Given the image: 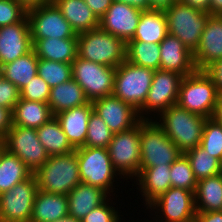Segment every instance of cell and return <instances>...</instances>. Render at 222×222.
I'll return each instance as SVG.
<instances>
[{
  "instance_id": "f907efd6",
  "label": "cell",
  "mask_w": 222,
  "mask_h": 222,
  "mask_svg": "<svg viewBox=\"0 0 222 222\" xmlns=\"http://www.w3.org/2000/svg\"><path fill=\"white\" fill-rule=\"evenodd\" d=\"M183 4L189 5L192 8H196L208 13L210 0H179Z\"/></svg>"
},
{
  "instance_id": "7dc6e473",
  "label": "cell",
  "mask_w": 222,
  "mask_h": 222,
  "mask_svg": "<svg viewBox=\"0 0 222 222\" xmlns=\"http://www.w3.org/2000/svg\"><path fill=\"white\" fill-rule=\"evenodd\" d=\"M194 222H222V211L196 212Z\"/></svg>"
},
{
  "instance_id": "7402d4cb",
  "label": "cell",
  "mask_w": 222,
  "mask_h": 222,
  "mask_svg": "<svg viewBox=\"0 0 222 222\" xmlns=\"http://www.w3.org/2000/svg\"><path fill=\"white\" fill-rule=\"evenodd\" d=\"M109 197L110 195L100 187L80 183L67 194L68 215L82 220Z\"/></svg>"
},
{
  "instance_id": "11a10c76",
  "label": "cell",
  "mask_w": 222,
  "mask_h": 222,
  "mask_svg": "<svg viewBox=\"0 0 222 222\" xmlns=\"http://www.w3.org/2000/svg\"><path fill=\"white\" fill-rule=\"evenodd\" d=\"M53 222H82V221L76 219V218L73 217V216L67 215V216H65V217H63V218H61V219H58V220H56V221H53Z\"/></svg>"
},
{
  "instance_id": "5b68a950",
  "label": "cell",
  "mask_w": 222,
  "mask_h": 222,
  "mask_svg": "<svg viewBox=\"0 0 222 222\" xmlns=\"http://www.w3.org/2000/svg\"><path fill=\"white\" fill-rule=\"evenodd\" d=\"M218 97L212 78L205 71L196 70L182 78L177 104L189 112L212 118Z\"/></svg>"
},
{
  "instance_id": "e0dca14e",
  "label": "cell",
  "mask_w": 222,
  "mask_h": 222,
  "mask_svg": "<svg viewBox=\"0 0 222 222\" xmlns=\"http://www.w3.org/2000/svg\"><path fill=\"white\" fill-rule=\"evenodd\" d=\"M142 11L131 5L113 1L101 17L99 27L127 43L136 32Z\"/></svg>"
},
{
  "instance_id": "2e32d148",
  "label": "cell",
  "mask_w": 222,
  "mask_h": 222,
  "mask_svg": "<svg viewBox=\"0 0 222 222\" xmlns=\"http://www.w3.org/2000/svg\"><path fill=\"white\" fill-rule=\"evenodd\" d=\"M91 103L93 111L113 133L129 130L142 120L134 107L114 95L96 99Z\"/></svg>"
},
{
  "instance_id": "836d02e7",
  "label": "cell",
  "mask_w": 222,
  "mask_h": 222,
  "mask_svg": "<svg viewBox=\"0 0 222 222\" xmlns=\"http://www.w3.org/2000/svg\"><path fill=\"white\" fill-rule=\"evenodd\" d=\"M126 60L137 66L156 71L160 66V45L129 40L126 48Z\"/></svg>"
},
{
  "instance_id": "ba28073f",
  "label": "cell",
  "mask_w": 222,
  "mask_h": 222,
  "mask_svg": "<svg viewBox=\"0 0 222 222\" xmlns=\"http://www.w3.org/2000/svg\"><path fill=\"white\" fill-rule=\"evenodd\" d=\"M153 74L154 70L125 60L116 68L113 95L138 111L147 98Z\"/></svg>"
},
{
  "instance_id": "8fae6325",
  "label": "cell",
  "mask_w": 222,
  "mask_h": 222,
  "mask_svg": "<svg viewBox=\"0 0 222 222\" xmlns=\"http://www.w3.org/2000/svg\"><path fill=\"white\" fill-rule=\"evenodd\" d=\"M71 64L72 78L81 86L90 102L113 95L116 68L78 56Z\"/></svg>"
},
{
  "instance_id": "277c9868",
  "label": "cell",
  "mask_w": 222,
  "mask_h": 222,
  "mask_svg": "<svg viewBox=\"0 0 222 222\" xmlns=\"http://www.w3.org/2000/svg\"><path fill=\"white\" fill-rule=\"evenodd\" d=\"M75 151L81 183L100 187L110 196H115L117 188L114 185L122 177L113 167L107 148L81 146L75 148Z\"/></svg>"
},
{
  "instance_id": "4fadbf2b",
  "label": "cell",
  "mask_w": 222,
  "mask_h": 222,
  "mask_svg": "<svg viewBox=\"0 0 222 222\" xmlns=\"http://www.w3.org/2000/svg\"><path fill=\"white\" fill-rule=\"evenodd\" d=\"M146 209L151 216L155 213L154 218L159 222H194L196 216L194 192L170 187Z\"/></svg>"
},
{
  "instance_id": "30bf717a",
  "label": "cell",
  "mask_w": 222,
  "mask_h": 222,
  "mask_svg": "<svg viewBox=\"0 0 222 222\" xmlns=\"http://www.w3.org/2000/svg\"><path fill=\"white\" fill-rule=\"evenodd\" d=\"M183 77L174 71L161 69L154 71L147 98L138 110L140 118L156 119L163 111L177 104L179 87Z\"/></svg>"
},
{
  "instance_id": "7c38bea8",
  "label": "cell",
  "mask_w": 222,
  "mask_h": 222,
  "mask_svg": "<svg viewBox=\"0 0 222 222\" xmlns=\"http://www.w3.org/2000/svg\"><path fill=\"white\" fill-rule=\"evenodd\" d=\"M1 143L11 154L19 157L34 174L49 158L40 143L35 128L13 125L2 138Z\"/></svg>"
},
{
  "instance_id": "d6986e66",
  "label": "cell",
  "mask_w": 222,
  "mask_h": 222,
  "mask_svg": "<svg viewBox=\"0 0 222 222\" xmlns=\"http://www.w3.org/2000/svg\"><path fill=\"white\" fill-rule=\"evenodd\" d=\"M222 59V16L211 15L203 30L200 42L193 52L197 70L205 71L214 62Z\"/></svg>"
},
{
  "instance_id": "9c48e42d",
  "label": "cell",
  "mask_w": 222,
  "mask_h": 222,
  "mask_svg": "<svg viewBox=\"0 0 222 222\" xmlns=\"http://www.w3.org/2000/svg\"><path fill=\"white\" fill-rule=\"evenodd\" d=\"M113 167L126 182L140 171V122L129 130L114 133L107 146Z\"/></svg>"
},
{
  "instance_id": "b9f144b4",
  "label": "cell",
  "mask_w": 222,
  "mask_h": 222,
  "mask_svg": "<svg viewBox=\"0 0 222 222\" xmlns=\"http://www.w3.org/2000/svg\"><path fill=\"white\" fill-rule=\"evenodd\" d=\"M27 16V11L15 0H0V28L18 23Z\"/></svg>"
},
{
  "instance_id": "d590c367",
  "label": "cell",
  "mask_w": 222,
  "mask_h": 222,
  "mask_svg": "<svg viewBox=\"0 0 222 222\" xmlns=\"http://www.w3.org/2000/svg\"><path fill=\"white\" fill-rule=\"evenodd\" d=\"M37 74L52 88L72 79V64L38 58Z\"/></svg>"
},
{
  "instance_id": "8d00e7d4",
  "label": "cell",
  "mask_w": 222,
  "mask_h": 222,
  "mask_svg": "<svg viewBox=\"0 0 222 222\" xmlns=\"http://www.w3.org/2000/svg\"><path fill=\"white\" fill-rule=\"evenodd\" d=\"M171 186L195 192L197 179L189 159L182 153L170 166Z\"/></svg>"
},
{
  "instance_id": "7bdbcfd3",
  "label": "cell",
  "mask_w": 222,
  "mask_h": 222,
  "mask_svg": "<svg viewBox=\"0 0 222 222\" xmlns=\"http://www.w3.org/2000/svg\"><path fill=\"white\" fill-rule=\"evenodd\" d=\"M20 98V89L2 77L0 79V106L13 110Z\"/></svg>"
},
{
  "instance_id": "f546056e",
  "label": "cell",
  "mask_w": 222,
  "mask_h": 222,
  "mask_svg": "<svg viewBox=\"0 0 222 222\" xmlns=\"http://www.w3.org/2000/svg\"><path fill=\"white\" fill-rule=\"evenodd\" d=\"M196 212L222 211V173L197 181Z\"/></svg>"
},
{
  "instance_id": "c3c4849f",
  "label": "cell",
  "mask_w": 222,
  "mask_h": 222,
  "mask_svg": "<svg viewBox=\"0 0 222 222\" xmlns=\"http://www.w3.org/2000/svg\"><path fill=\"white\" fill-rule=\"evenodd\" d=\"M26 11L51 3L53 0H15Z\"/></svg>"
},
{
  "instance_id": "d4e9b609",
  "label": "cell",
  "mask_w": 222,
  "mask_h": 222,
  "mask_svg": "<svg viewBox=\"0 0 222 222\" xmlns=\"http://www.w3.org/2000/svg\"><path fill=\"white\" fill-rule=\"evenodd\" d=\"M67 215V195L37 190L30 222H53Z\"/></svg>"
},
{
  "instance_id": "5bb4252c",
  "label": "cell",
  "mask_w": 222,
  "mask_h": 222,
  "mask_svg": "<svg viewBox=\"0 0 222 222\" xmlns=\"http://www.w3.org/2000/svg\"><path fill=\"white\" fill-rule=\"evenodd\" d=\"M37 190V180L32 174L0 194V222H30Z\"/></svg>"
},
{
  "instance_id": "f1b7e54d",
  "label": "cell",
  "mask_w": 222,
  "mask_h": 222,
  "mask_svg": "<svg viewBox=\"0 0 222 222\" xmlns=\"http://www.w3.org/2000/svg\"><path fill=\"white\" fill-rule=\"evenodd\" d=\"M52 112L48 103L21 99L12 110V123L28 128H39L50 118Z\"/></svg>"
},
{
  "instance_id": "52a82bcc",
  "label": "cell",
  "mask_w": 222,
  "mask_h": 222,
  "mask_svg": "<svg viewBox=\"0 0 222 222\" xmlns=\"http://www.w3.org/2000/svg\"><path fill=\"white\" fill-rule=\"evenodd\" d=\"M164 12L167 17L168 33L179 38L191 52H194L211 15L179 0Z\"/></svg>"
},
{
  "instance_id": "6f0895ef",
  "label": "cell",
  "mask_w": 222,
  "mask_h": 222,
  "mask_svg": "<svg viewBox=\"0 0 222 222\" xmlns=\"http://www.w3.org/2000/svg\"><path fill=\"white\" fill-rule=\"evenodd\" d=\"M152 219H153V220H150V221L147 219L146 221H148V222H159V221H157V220L154 218V216H153Z\"/></svg>"
},
{
  "instance_id": "681fc988",
  "label": "cell",
  "mask_w": 222,
  "mask_h": 222,
  "mask_svg": "<svg viewBox=\"0 0 222 222\" xmlns=\"http://www.w3.org/2000/svg\"><path fill=\"white\" fill-rule=\"evenodd\" d=\"M150 4V10H163L170 8L178 0H148Z\"/></svg>"
},
{
  "instance_id": "d6a6232c",
  "label": "cell",
  "mask_w": 222,
  "mask_h": 222,
  "mask_svg": "<svg viewBox=\"0 0 222 222\" xmlns=\"http://www.w3.org/2000/svg\"><path fill=\"white\" fill-rule=\"evenodd\" d=\"M38 57L34 50L3 65V78L9 80L20 90L37 75Z\"/></svg>"
},
{
  "instance_id": "4dcf8cb0",
  "label": "cell",
  "mask_w": 222,
  "mask_h": 222,
  "mask_svg": "<svg viewBox=\"0 0 222 222\" xmlns=\"http://www.w3.org/2000/svg\"><path fill=\"white\" fill-rule=\"evenodd\" d=\"M32 174L19 157L9 153L3 144H0V194L9 191Z\"/></svg>"
},
{
  "instance_id": "6da1fadb",
  "label": "cell",
  "mask_w": 222,
  "mask_h": 222,
  "mask_svg": "<svg viewBox=\"0 0 222 222\" xmlns=\"http://www.w3.org/2000/svg\"><path fill=\"white\" fill-rule=\"evenodd\" d=\"M206 119L175 104L163 111L155 121L179 150L185 153L201 144Z\"/></svg>"
},
{
  "instance_id": "9a60e30c",
  "label": "cell",
  "mask_w": 222,
  "mask_h": 222,
  "mask_svg": "<svg viewBox=\"0 0 222 222\" xmlns=\"http://www.w3.org/2000/svg\"><path fill=\"white\" fill-rule=\"evenodd\" d=\"M32 43L46 38H77L70 23L53 2L27 11Z\"/></svg>"
},
{
  "instance_id": "f6af8a7d",
  "label": "cell",
  "mask_w": 222,
  "mask_h": 222,
  "mask_svg": "<svg viewBox=\"0 0 222 222\" xmlns=\"http://www.w3.org/2000/svg\"><path fill=\"white\" fill-rule=\"evenodd\" d=\"M13 126L12 110L0 106V138L2 139Z\"/></svg>"
},
{
  "instance_id": "1f68e13d",
  "label": "cell",
  "mask_w": 222,
  "mask_h": 222,
  "mask_svg": "<svg viewBox=\"0 0 222 222\" xmlns=\"http://www.w3.org/2000/svg\"><path fill=\"white\" fill-rule=\"evenodd\" d=\"M36 131L40 143L49 156L68 154L75 150L55 116L37 128Z\"/></svg>"
},
{
  "instance_id": "f35d334b",
  "label": "cell",
  "mask_w": 222,
  "mask_h": 222,
  "mask_svg": "<svg viewBox=\"0 0 222 222\" xmlns=\"http://www.w3.org/2000/svg\"><path fill=\"white\" fill-rule=\"evenodd\" d=\"M201 147L222 162V124L207 118L201 138Z\"/></svg>"
},
{
  "instance_id": "db71d44e",
  "label": "cell",
  "mask_w": 222,
  "mask_h": 222,
  "mask_svg": "<svg viewBox=\"0 0 222 222\" xmlns=\"http://www.w3.org/2000/svg\"><path fill=\"white\" fill-rule=\"evenodd\" d=\"M212 118L222 124V94L219 95Z\"/></svg>"
},
{
  "instance_id": "7a4b0ae2",
  "label": "cell",
  "mask_w": 222,
  "mask_h": 222,
  "mask_svg": "<svg viewBox=\"0 0 222 222\" xmlns=\"http://www.w3.org/2000/svg\"><path fill=\"white\" fill-rule=\"evenodd\" d=\"M34 176L39 190L67 195L81 183L77 152L49 156Z\"/></svg>"
},
{
  "instance_id": "bcb514c9",
  "label": "cell",
  "mask_w": 222,
  "mask_h": 222,
  "mask_svg": "<svg viewBox=\"0 0 222 222\" xmlns=\"http://www.w3.org/2000/svg\"><path fill=\"white\" fill-rule=\"evenodd\" d=\"M84 2L94 12V14L101 19L113 3V0H84Z\"/></svg>"
},
{
  "instance_id": "74e56055",
  "label": "cell",
  "mask_w": 222,
  "mask_h": 222,
  "mask_svg": "<svg viewBox=\"0 0 222 222\" xmlns=\"http://www.w3.org/2000/svg\"><path fill=\"white\" fill-rule=\"evenodd\" d=\"M113 134L103 119L99 117L95 111H92L88 120L84 146L107 148L112 140Z\"/></svg>"
},
{
  "instance_id": "3957f363",
  "label": "cell",
  "mask_w": 222,
  "mask_h": 222,
  "mask_svg": "<svg viewBox=\"0 0 222 222\" xmlns=\"http://www.w3.org/2000/svg\"><path fill=\"white\" fill-rule=\"evenodd\" d=\"M127 43L100 27L77 35L78 57L117 68L126 60Z\"/></svg>"
},
{
  "instance_id": "e575fe53",
  "label": "cell",
  "mask_w": 222,
  "mask_h": 222,
  "mask_svg": "<svg viewBox=\"0 0 222 222\" xmlns=\"http://www.w3.org/2000/svg\"><path fill=\"white\" fill-rule=\"evenodd\" d=\"M184 154L190 161L197 181L222 173L221 161L213 157L200 145L186 151Z\"/></svg>"
},
{
  "instance_id": "83f0119b",
  "label": "cell",
  "mask_w": 222,
  "mask_h": 222,
  "mask_svg": "<svg viewBox=\"0 0 222 222\" xmlns=\"http://www.w3.org/2000/svg\"><path fill=\"white\" fill-rule=\"evenodd\" d=\"M167 34L168 26L165 12L154 9L144 10L131 40L160 44Z\"/></svg>"
},
{
  "instance_id": "8992f818",
  "label": "cell",
  "mask_w": 222,
  "mask_h": 222,
  "mask_svg": "<svg viewBox=\"0 0 222 222\" xmlns=\"http://www.w3.org/2000/svg\"><path fill=\"white\" fill-rule=\"evenodd\" d=\"M140 169L150 166H171L182 154L155 119L140 121Z\"/></svg>"
},
{
  "instance_id": "60d3db41",
  "label": "cell",
  "mask_w": 222,
  "mask_h": 222,
  "mask_svg": "<svg viewBox=\"0 0 222 222\" xmlns=\"http://www.w3.org/2000/svg\"><path fill=\"white\" fill-rule=\"evenodd\" d=\"M21 99L48 103L50 87L38 74L20 90Z\"/></svg>"
},
{
  "instance_id": "603a6c76",
  "label": "cell",
  "mask_w": 222,
  "mask_h": 222,
  "mask_svg": "<svg viewBox=\"0 0 222 222\" xmlns=\"http://www.w3.org/2000/svg\"><path fill=\"white\" fill-rule=\"evenodd\" d=\"M93 111L92 103L74 107L55 115L63 132L74 148L85 145L88 120Z\"/></svg>"
},
{
  "instance_id": "816d5d0a",
  "label": "cell",
  "mask_w": 222,
  "mask_h": 222,
  "mask_svg": "<svg viewBox=\"0 0 222 222\" xmlns=\"http://www.w3.org/2000/svg\"><path fill=\"white\" fill-rule=\"evenodd\" d=\"M113 1L128 4L143 11L150 10V4L148 0H113Z\"/></svg>"
},
{
  "instance_id": "cb8c5ba5",
  "label": "cell",
  "mask_w": 222,
  "mask_h": 222,
  "mask_svg": "<svg viewBox=\"0 0 222 222\" xmlns=\"http://www.w3.org/2000/svg\"><path fill=\"white\" fill-rule=\"evenodd\" d=\"M52 2L77 35L99 27L100 19L84 0H53Z\"/></svg>"
},
{
  "instance_id": "ffe728a7",
  "label": "cell",
  "mask_w": 222,
  "mask_h": 222,
  "mask_svg": "<svg viewBox=\"0 0 222 222\" xmlns=\"http://www.w3.org/2000/svg\"><path fill=\"white\" fill-rule=\"evenodd\" d=\"M159 45V69L174 71L183 76L190 75L197 70L193 61V52L176 36L168 33Z\"/></svg>"
},
{
  "instance_id": "ee69618b",
  "label": "cell",
  "mask_w": 222,
  "mask_h": 222,
  "mask_svg": "<svg viewBox=\"0 0 222 222\" xmlns=\"http://www.w3.org/2000/svg\"><path fill=\"white\" fill-rule=\"evenodd\" d=\"M205 72L212 78L219 95L222 94V59L210 65Z\"/></svg>"
},
{
  "instance_id": "9f6ffc18",
  "label": "cell",
  "mask_w": 222,
  "mask_h": 222,
  "mask_svg": "<svg viewBox=\"0 0 222 222\" xmlns=\"http://www.w3.org/2000/svg\"><path fill=\"white\" fill-rule=\"evenodd\" d=\"M3 65L0 64V79L3 77Z\"/></svg>"
},
{
  "instance_id": "4316f807",
  "label": "cell",
  "mask_w": 222,
  "mask_h": 222,
  "mask_svg": "<svg viewBox=\"0 0 222 222\" xmlns=\"http://www.w3.org/2000/svg\"><path fill=\"white\" fill-rule=\"evenodd\" d=\"M89 102L84 90L73 78L50 88L48 105L53 116L62 111L88 104Z\"/></svg>"
},
{
  "instance_id": "f5cc1de1",
  "label": "cell",
  "mask_w": 222,
  "mask_h": 222,
  "mask_svg": "<svg viewBox=\"0 0 222 222\" xmlns=\"http://www.w3.org/2000/svg\"><path fill=\"white\" fill-rule=\"evenodd\" d=\"M208 13L210 15L222 16V0H210Z\"/></svg>"
},
{
  "instance_id": "ac0fdd59",
  "label": "cell",
  "mask_w": 222,
  "mask_h": 222,
  "mask_svg": "<svg viewBox=\"0 0 222 222\" xmlns=\"http://www.w3.org/2000/svg\"><path fill=\"white\" fill-rule=\"evenodd\" d=\"M33 50L27 16L20 22L0 28V64L15 61Z\"/></svg>"
},
{
  "instance_id": "484cf974",
  "label": "cell",
  "mask_w": 222,
  "mask_h": 222,
  "mask_svg": "<svg viewBox=\"0 0 222 222\" xmlns=\"http://www.w3.org/2000/svg\"><path fill=\"white\" fill-rule=\"evenodd\" d=\"M38 58L49 61L72 63L78 56L77 38H46L38 39L33 44Z\"/></svg>"
},
{
  "instance_id": "44dd1931",
  "label": "cell",
  "mask_w": 222,
  "mask_h": 222,
  "mask_svg": "<svg viewBox=\"0 0 222 222\" xmlns=\"http://www.w3.org/2000/svg\"><path fill=\"white\" fill-rule=\"evenodd\" d=\"M136 189L140 191L142 200L146 208L156 200L160 195L165 193L171 186L170 166H150L146 169H140L134 178Z\"/></svg>"
},
{
  "instance_id": "ab89813d",
  "label": "cell",
  "mask_w": 222,
  "mask_h": 222,
  "mask_svg": "<svg viewBox=\"0 0 222 222\" xmlns=\"http://www.w3.org/2000/svg\"><path fill=\"white\" fill-rule=\"evenodd\" d=\"M112 199L115 200L114 197L111 198L110 196L103 204L99 205L98 207L94 208L91 212H89L81 221L82 222H120L121 219L124 220L123 218H121L123 215L117 209L118 207L113 206V205H116V203L113 202Z\"/></svg>"
}]
</instances>
